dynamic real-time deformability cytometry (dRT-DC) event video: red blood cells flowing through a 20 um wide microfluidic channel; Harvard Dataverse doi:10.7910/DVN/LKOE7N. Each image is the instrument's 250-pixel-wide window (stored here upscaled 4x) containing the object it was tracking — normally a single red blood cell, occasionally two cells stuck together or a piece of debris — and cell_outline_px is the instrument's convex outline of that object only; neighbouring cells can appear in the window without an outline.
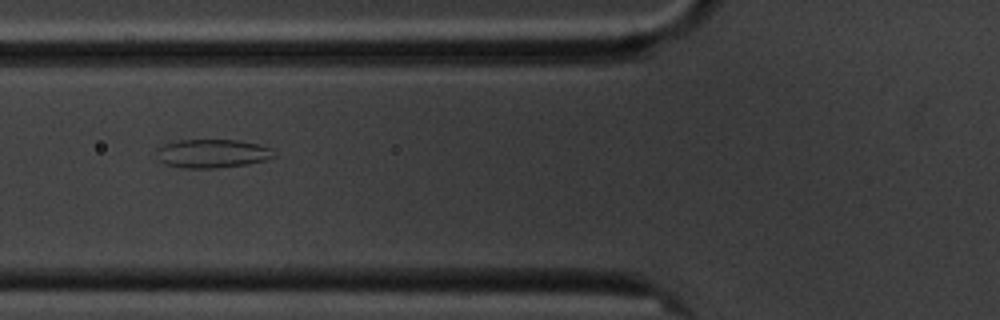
{"species": "common noctule bat (a hibernating species)", "species_latin": "Nyctalus noctula", "temperature_condition": "cold", "stored_images_in_passage": 3, "camera_frame_rate_fps": 3000, "um_per_image_px": 0.085, "animal": {"sex": "male", "body_mass_g": 20.1, "forearm_length_mm": 53.5}, "frame": {"image": 1, "passage_image": 2, "time_ms": 1.333, "image_size_px": [1000, 320], "cell_outline_px": [[276, 156], [264, 160], [248, 164], [216, 168], [184, 168], [164, 164], [160, 160], [156, 152], [164, 144], [176, 140], [236, 140], [256, 144], [272, 148]], "centroid_in_image_um": [18.05, 13.05], "position_along_channel_um": 107.8, "area_um2": 19.48}}